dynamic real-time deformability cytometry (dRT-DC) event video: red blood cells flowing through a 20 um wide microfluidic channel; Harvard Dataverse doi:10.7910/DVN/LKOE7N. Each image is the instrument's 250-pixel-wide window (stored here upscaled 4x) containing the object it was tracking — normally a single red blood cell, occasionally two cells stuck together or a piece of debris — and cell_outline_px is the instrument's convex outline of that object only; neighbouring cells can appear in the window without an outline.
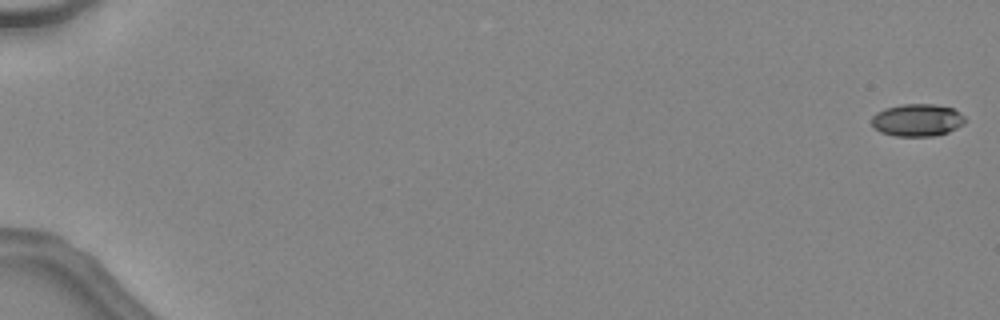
{"species": "common noctule bat (a hibernating species)", "species_latin": "Nyctalus noctula", "temperature_condition": "warm", "stored_images_in_passage": 48, "camera_frame_rate_fps": 3000, "um_per_image_px": 0.085, "animal": {"sex": "female", "body_mass_g": 24.6, "forearm_length_mm": 56.2}, "frame": {"image": 1, "passage_image": 1, "time_ms": 0.0, "image_size_px": [1000, 320], "cell_outline_px": [[968, 120], [964, 124], [948, 132], [936, 136], [896, 136], [880, 132], [872, 128], [872, 116], [876, 112], [884, 108], [900, 104], [932, 104], [952, 108], [960, 112]], "centroid_in_image_um": [77.96, 10.21], "position_along_channel_um": 7.0, "area_um2": 17.92}}
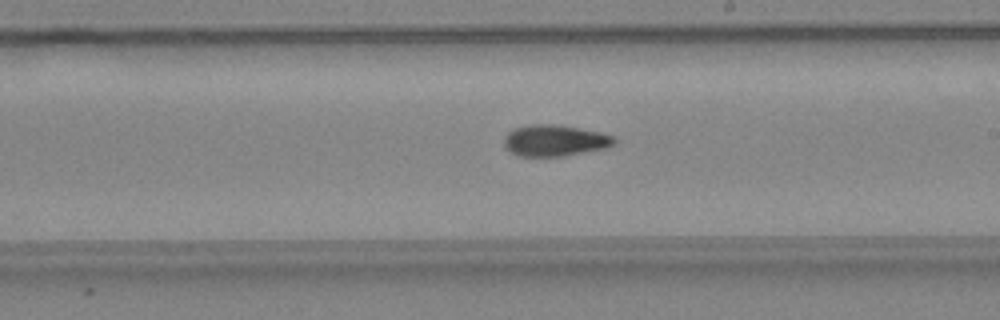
{"frame": {"image": 2, "passage_image": 30, "time_ms": 9.667, "image_size_px": [1000, 320], "cell_outline_px": [[616, 140], [608, 148], [564, 156], [520, 156], [512, 152], [504, 144], [504, 136], [508, 132], [516, 128], [532, 124], [552, 124], [600, 132], [616, 136]], "centroid_in_image_um": [47.19, 11.95], "position_along_channel_um": 241.8, "area_um2": 19.94}}
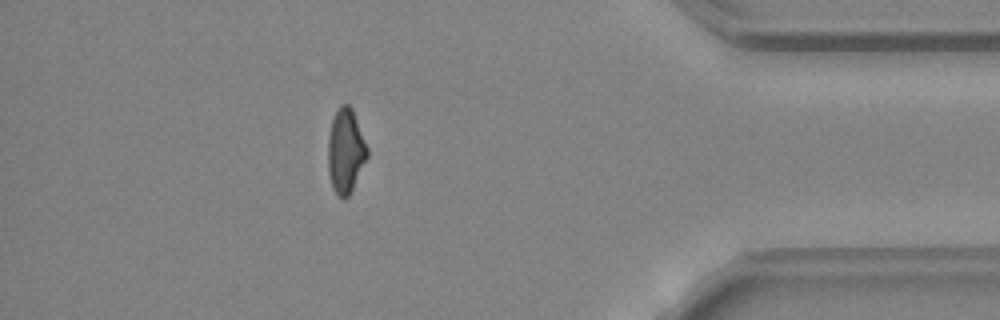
{"frame": {"image": 3, "passage_image": 43, "time_ms": 14.0, "image_size_px": [1000, 320], "cell_outline_px": [[368, 156], [348, 196], [344, 200], [332, 188], [328, 172], [328, 136], [332, 120], [336, 108], [340, 104], [348, 104], [352, 108], [368, 148]], "centroid_in_image_um": [29.36, 12.8], "position_along_channel_um": 405.8, "area_um2": 19.25}, "authors_computed_cell_mechanics": {"area_um2": 19.2185, "velocity_mm_per_s": 4.5471, "shape_relaxation_time_tau1_ms": null, "shape_relaxation_time_tau2_ms": 5.0788, "deformation_change_tau1": null, "deformation_change_tau2": 0.1329}}